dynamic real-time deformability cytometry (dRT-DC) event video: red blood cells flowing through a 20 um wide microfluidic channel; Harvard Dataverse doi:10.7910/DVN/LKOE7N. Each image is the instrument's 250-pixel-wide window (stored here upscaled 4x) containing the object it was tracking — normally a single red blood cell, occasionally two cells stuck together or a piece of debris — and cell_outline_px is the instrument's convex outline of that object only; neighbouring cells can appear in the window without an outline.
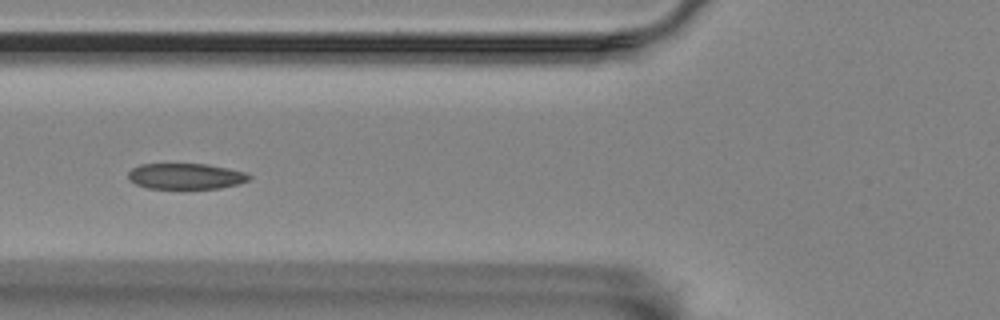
{"species": "Egyptian fruit bat (a non-hibernating species)", "species_latin": "Rousettus aegyptiacus", "temperature_condition": "room temperature", "stored_images_in_passage": 7, "camera_frame_rate_fps": 3000, "um_per_image_px": 0.085, "animal": {"sex": "female"}, "frame": {"image": 1, "passage_image": 3, "time_ms": 3.333, "image_size_px": [1000, 320], "cell_outline_px": [[252, 176], [248, 180], [240, 184], [220, 188], [148, 188], [136, 184], [128, 180], [128, 172], [132, 168], [140, 164], [208, 164], [228, 168], [244, 172]], "centroid_in_image_um": [15.78, 14.97], "position_along_channel_um": 110.0, "area_um2": 18.21}}
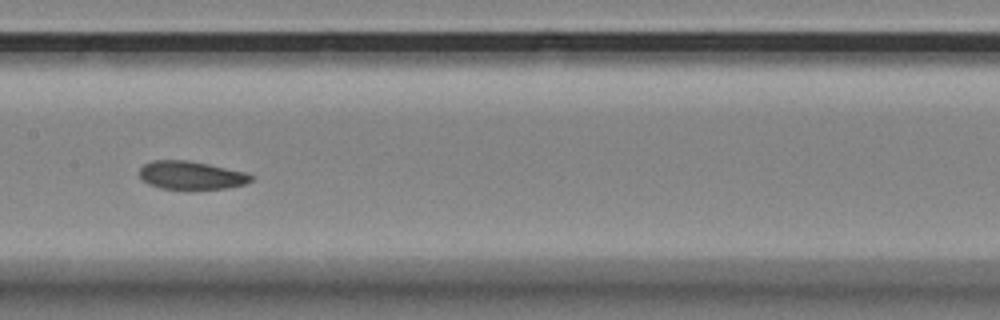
{"frame": {"image": 2, "passage_image": 5, "time_ms": 5.667, "image_size_px": [1000, 320], "cell_outline_px": [[252, 180], [244, 184], [228, 188], [192, 192], [160, 188], [148, 184], [140, 180], [140, 168], [144, 164], [152, 160], [188, 160], [208, 164], [244, 172], [252, 176]], "centroid_in_image_um": [16.2, 14.95], "position_along_channel_um": 191.2, "area_um2": 19.07}}
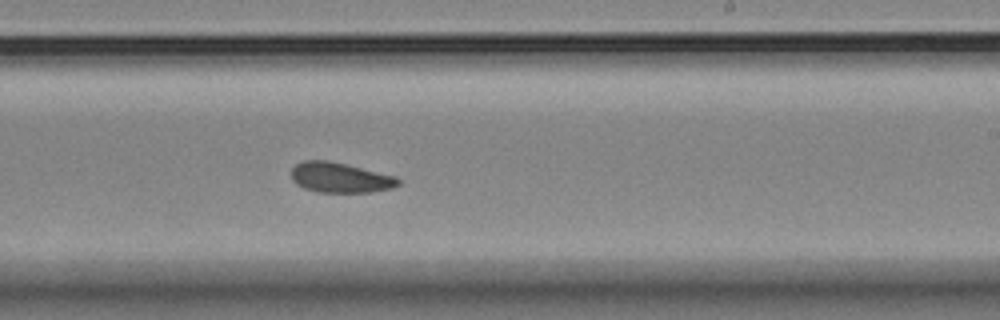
{"frame": {"image": 3, "passage_image": 7, "time_ms": 7.667, "image_size_px": [1000, 320], "cell_outline_px": [[400, 184], [392, 188], [372, 192], [316, 192], [304, 188], [296, 184], [292, 180], [292, 168], [296, 164], [304, 160], [328, 160], [396, 176], [400, 180]], "centroid_in_image_um": [28.91, 15.1], "position_along_channel_um": 260.1, "area_um2": 18.79}}